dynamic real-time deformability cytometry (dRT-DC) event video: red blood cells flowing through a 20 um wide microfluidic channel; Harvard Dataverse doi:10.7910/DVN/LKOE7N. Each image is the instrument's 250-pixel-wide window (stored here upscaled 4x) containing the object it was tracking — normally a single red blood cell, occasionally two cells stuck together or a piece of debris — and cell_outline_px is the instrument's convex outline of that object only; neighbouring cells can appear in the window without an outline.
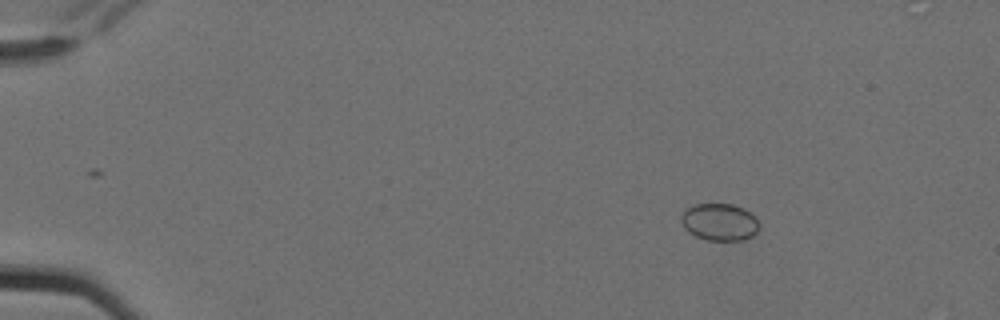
{"species": "Egyptian fruit bat (a non-hibernating species)", "species_latin": "Rousettus aegyptiacus", "temperature_condition": "cold", "stored_images_in_passage": 5, "camera_frame_rate_fps": 3000, "um_per_image_px": 0.085, "animal": {"sex": "female"}, "frame": {"image": 1, "passage_image": 2, "time_ms": 0.333, "image_size_px": [1000, 320], "cell_outline_px": [[760, 228], [752, 236], [744, 240], [708, 240], [696, 236], [688, 232], [684, 228], [680, 220], [680, 216], [684, 208], [692, 204], [732, 204], [744, 208], [756, 216], [760, 224]], "centroid_in_image_um": [61.15, 18.86], "position_along_channel_um": 23.8, "area_um2": 17.28}}
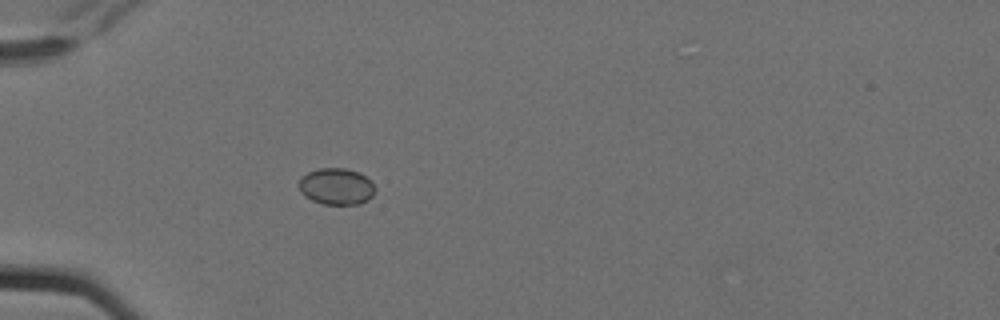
{"frame": {"image": 2, "passage_image": 5, "time_ms": 1.333, "image_size_px": [1000, 320], "cell_outline_px": [[376, 192], [368, 200], [360, 204], [324, 204], [312, 200], [304, 196], [300, 192], [296, 184], [300, 176], [308, 172], [320, 168], [344, 168], [360, 172], [376, 188]], "centroid_in_image_um": [28.55, 15.85], "position_along_channel_um": 56.5, "area_um2": 16.47}}